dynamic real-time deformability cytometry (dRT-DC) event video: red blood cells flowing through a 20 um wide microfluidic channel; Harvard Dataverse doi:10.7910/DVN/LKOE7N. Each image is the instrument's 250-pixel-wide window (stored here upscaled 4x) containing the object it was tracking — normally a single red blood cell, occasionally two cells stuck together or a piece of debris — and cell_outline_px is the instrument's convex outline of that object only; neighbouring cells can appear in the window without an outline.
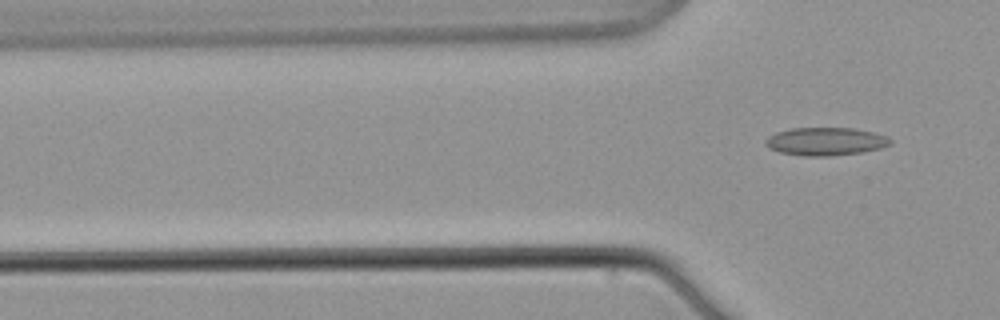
{"species": "common noctule bat (a hibernating species)", "species_latin": "Nyctalus noctula", "temperature_condition": "warm", "stored_images_in_passage": 5, "camera_frame_rate_fps": 3000, "um_per_image_px": 0.085, "animal": {"sex": "male", "body_mass_g": 21.5, "forearm_length_mm": 52.0}, "frame": {"image": 1, "passage_image": 5, "time_ms": 6.0, "image_size_px": [1000, 320], "cell_outline_px": [[892, 144], [880, 148], [860, 152], [828, 156], [804, 156], [780, 152], [768, 148], [764, 144], [764, 140], [768, 136], [776, 132], [792, 128], [852, 128], [872, 132], [884, 136], [892, 140]], "centroid_in_image_um": [70.12, 12.02], "position_along_channel_um": 55.7, "area_um2": 20.29}}